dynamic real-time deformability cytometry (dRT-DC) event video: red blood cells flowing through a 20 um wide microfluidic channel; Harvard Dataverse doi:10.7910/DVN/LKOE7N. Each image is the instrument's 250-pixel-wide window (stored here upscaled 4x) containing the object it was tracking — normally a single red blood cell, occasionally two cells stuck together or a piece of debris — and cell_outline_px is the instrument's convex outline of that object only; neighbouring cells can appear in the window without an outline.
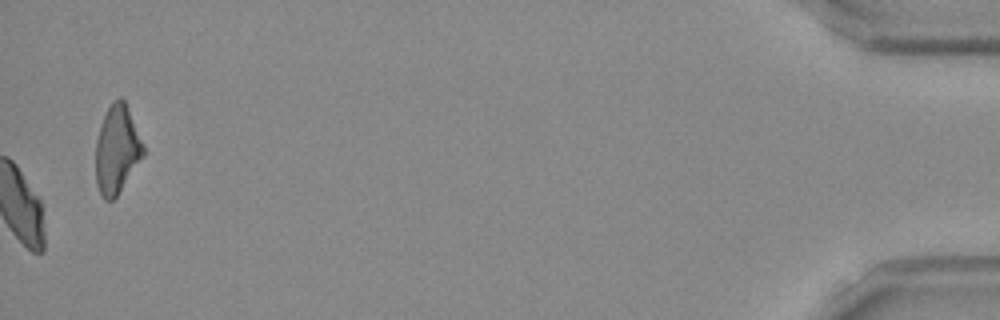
{"species": "Egyptian fruit bat (a non-hibernating species)", "species_latin": "Rousettus aegyptiacus", "temperature_condition": "room temperature", "stored_images_in_passage": 43, "camera_frame_rate_fps": 3000, "um_per_image_px": 0.085, "frame": {"image": 1, "passage_image": 43, "time_ms": 14.0, "image_size_px": [1000, 320], "cell_outline_px": [[144, 156], [116, 196], [112, 200], [104, 200], [96, 184], [96, 140], [100, 124], [112, 100], [120, 96], [124, 100], [144, 144]], "centroid_in_image_um": [9.94, 12.69], "position_along_channel_um": 425.3, "area_um2": 24.33}, "authors_computed_cell_mechanics": {"area_um2": 24.6806, "velocity_mm_per_s": 3.8521, "shape_relaxation_time_tau1_ms": 4.3803, "shape_relaxation_time_tau2_ms": 3.5191, "deformation_change_tau1": 0.1371, "deformation_change_tau2": 0.0906}}